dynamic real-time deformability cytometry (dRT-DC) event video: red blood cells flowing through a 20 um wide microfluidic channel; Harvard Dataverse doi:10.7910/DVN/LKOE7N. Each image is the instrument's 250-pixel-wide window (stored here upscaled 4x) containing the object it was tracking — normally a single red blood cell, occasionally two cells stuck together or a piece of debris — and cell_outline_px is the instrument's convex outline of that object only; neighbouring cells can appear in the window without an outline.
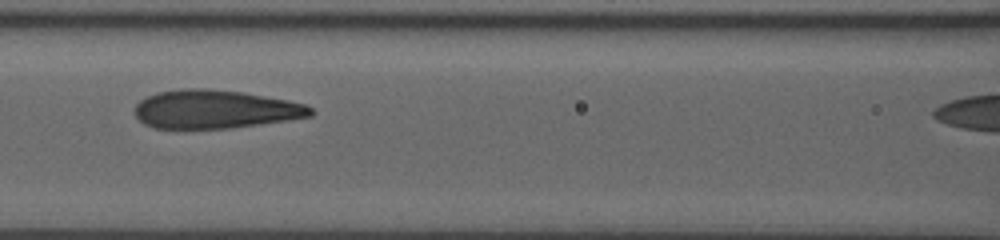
{"species": "human", "species_latin": "Homo sapiens", "temperature_condition": "room temperature", "stored_images_in_passage": 6, "segment_of_instrument_passage": [1, 2], "camera_frame_rate_fps": 3000, "um_per_image_px": 0.085, "donor": {"sex": "male"}, "frame": {"image": 1, "passage_image": 3, "time_ms": 2.0, "image_size_px": [1000, 240], "cell_outline_px": [[316, 112], [312, 116], [288, 120], [228, 128], [156, 128], [144, 124], [136, 116], [136, 104], [140, 100], [156, 92], [180, 88], [208, 88], [244, 92], [288, 100], [308, 104]], "centroid_in_image_um": [18.32, 9.27], "position_along_channel_um": 148.3, "area_um2": 39.59}}
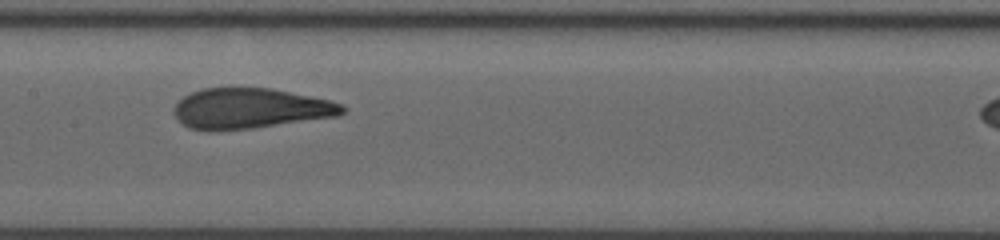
{"frame": {"image": 2, "passage_image": 4, "time_ms": 3.0, "image_size_px": [1000, 240], "cell_outline_px": [[348, 108], [340, 116], [252, 128], [216, 132], [188, 128], [176, 116], [176, 104], [184, 96], [192, 92], [204, 88], [272, 88], [328, 100], [344, 104]], "centroid_in_image_um": [21.32, 9.23], "position_along_channel_um": 186.1, "area_um2": 39.59}}